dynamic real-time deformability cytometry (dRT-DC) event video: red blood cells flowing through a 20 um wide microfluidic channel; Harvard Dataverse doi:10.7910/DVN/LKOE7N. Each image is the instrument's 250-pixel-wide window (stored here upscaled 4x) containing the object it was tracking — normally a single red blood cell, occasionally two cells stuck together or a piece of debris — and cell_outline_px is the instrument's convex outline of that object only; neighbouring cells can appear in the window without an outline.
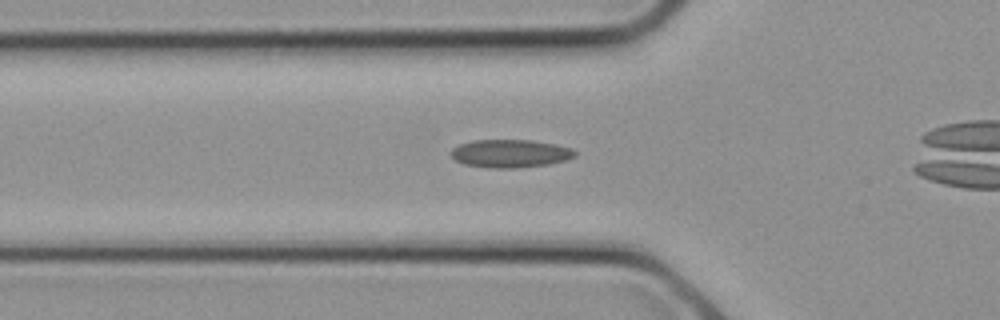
{"species": "common noctule bat (a hibernating species)", "species_latin": "Nyctalus noctula", "temperature_condition": "cold", "stored_images_in_passage": 7, "camera_frame_rate_fps": 3000, "um_per_image_px": 0.085, "animal": {"sex": "female", "body_mass_g": 21.9}, "frame": {"image": 1, "passage_image": 4, "time_ms": 1.0, "image_size_px": [1000, 320], "cell_outline_px": [[576, 156], [568, 160], [548, 164], [516, 168], [488, 168], [464, 164], [456, 160], [452, 156], [452, 148], [460, 144], [472, 140], [532, 140], [556, 144], [572, 148], [576, 152]], "centroid_in_image_um": [43.4, 13.05], "position_along_channel_um": 82.4, "area_um2": 20.35}}
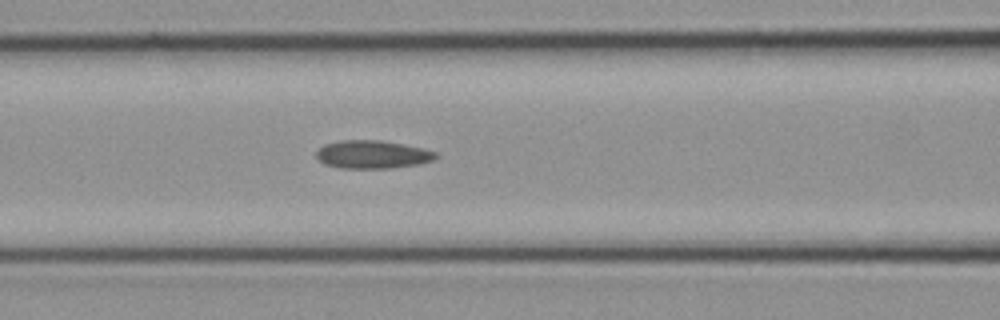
{"frame": {"image": 2, "passage_image": 6, "time_ms": 1.667, "image_size_px": [1000, 320], "cell_outline_px": [[440, 156], [432, 160], [420, 164], [392, 168], [340, 168], [324, 164], [316, 156], [316, 152], [324, 144], [340, 140], [380, 140], [404, 144], [424, 148], [436, 152]], "centroid_in_image_um": [31.68, 13.13], "position_along_channel_um": 134.9, "area_um2": 19.71}}